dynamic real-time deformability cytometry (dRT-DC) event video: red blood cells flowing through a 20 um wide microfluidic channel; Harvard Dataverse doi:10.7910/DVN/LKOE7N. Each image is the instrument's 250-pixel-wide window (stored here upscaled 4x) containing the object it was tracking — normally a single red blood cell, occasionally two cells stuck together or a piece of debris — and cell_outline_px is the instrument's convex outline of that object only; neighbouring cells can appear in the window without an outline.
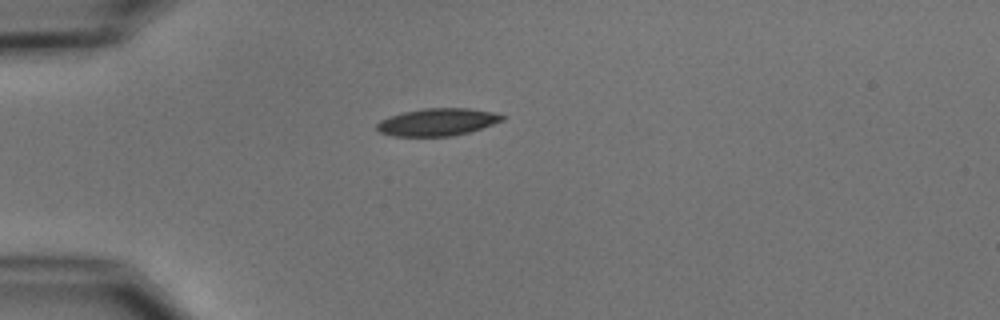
{"species": "common noctule bat (a hibernating species)", "species_latin": "Nyctalus noctula", "temperature_condition": "cold", "stored_images_in_passage": 4, "camera_frame_rate_fps": 3000, "um_per_image_px": 0.085, "animal": {"sex": "male", "body_mass_g": 15.6}, "frame": {"image": 1, "passage_image": 1, "time_ms": 0.0, "image_size_px": [1000, 320], "cell_outline_px": [[508, 116], [504, 120], [468, 132], [452, 136], [392, 136], [380, 132], [376, 128], [376, 124], [380, 120], [388, 116], [404, 112], [424, 108], [468, 108], [492, 112]], "centroid_in_image_um": [37.17, 10.37], "position_along_channel_um": 47.8, "area_um2": 20.0}}